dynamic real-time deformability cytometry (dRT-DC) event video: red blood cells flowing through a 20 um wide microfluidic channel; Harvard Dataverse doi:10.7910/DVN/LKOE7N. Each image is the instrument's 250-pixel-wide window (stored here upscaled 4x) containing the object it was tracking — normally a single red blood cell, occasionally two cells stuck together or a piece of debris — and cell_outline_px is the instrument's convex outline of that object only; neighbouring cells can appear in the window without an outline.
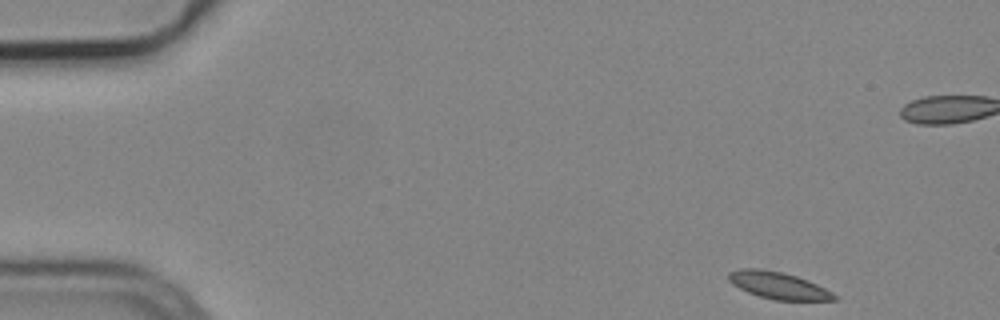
{"species": "common noctule bat (a hibernating species)", "species_latin": "Nyctalus noctula", "temperature_condition": "cold", "stored_images_in_passage": 6, "camera_frame_rate_fps": 3000, "um_per_image_px": 0.085, "animal": {"sex": "male", "body_mass_g": 19.2, "forearm_length_mm": 51.8}, "frame": {"image": 1, "passage_image": 1, "time_ms": 0.0, "image_size_px": [1000, 320], "cell_outline_px": [[840, 296], [836, 300], [776, 300], [760, 296], [748, 292], [732, 284], [728, 280], [728, 272], [740, 268], [760, 268], [784, 272], [808, 280]], "centroid_in_image_um": [66.16, 24.25], "position_along_channel_um": 18.8, "area_um2": 16.65}}